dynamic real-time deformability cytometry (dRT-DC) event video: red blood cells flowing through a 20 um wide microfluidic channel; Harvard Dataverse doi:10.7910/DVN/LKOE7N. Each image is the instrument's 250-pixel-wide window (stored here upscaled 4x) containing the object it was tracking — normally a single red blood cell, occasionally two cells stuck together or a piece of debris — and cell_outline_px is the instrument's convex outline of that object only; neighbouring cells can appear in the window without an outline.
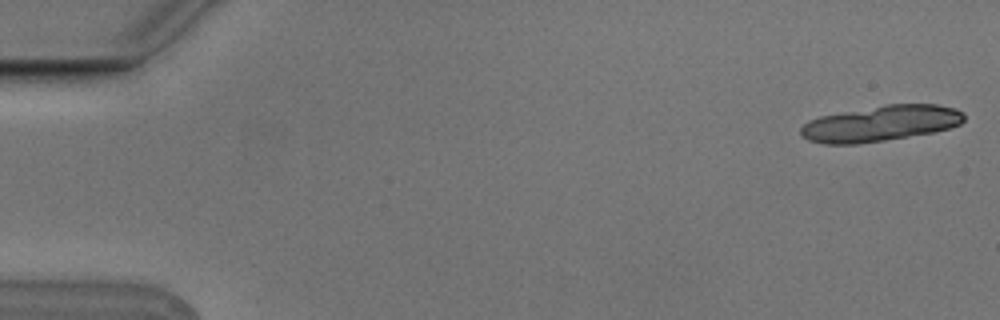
{"species": "Egyptian fruit bat (a non-hibernating species)", "species_latin": "Rousettus aegyptiacus", "temperature_condition": "cold", "stored_images_in_passage": 8, "segment_of_instrument_passage": [1, 2], "camera_frame_rate_fps": 3000, "um_per_image_px": 0.085, "animal": {"sex": "male"}, "frame": {"image": 1, "passage_image": 1, "time_ms": 0.0, "image_size_px": [1000, 320], "cell_outline_px": [[964, 120], [960, 124], [936, 132], [884, 140], [856, 144], [824, 144], [808, 140], [800, 132], [800, 128], [808, 120], [820, 116], [884, 104], [936, 104], [956, 108], [964, 112]], "centroid_in_image_um": [74.87, 10.49], "position_along_channel_um": 10.1, "area_um2": 34.1}}